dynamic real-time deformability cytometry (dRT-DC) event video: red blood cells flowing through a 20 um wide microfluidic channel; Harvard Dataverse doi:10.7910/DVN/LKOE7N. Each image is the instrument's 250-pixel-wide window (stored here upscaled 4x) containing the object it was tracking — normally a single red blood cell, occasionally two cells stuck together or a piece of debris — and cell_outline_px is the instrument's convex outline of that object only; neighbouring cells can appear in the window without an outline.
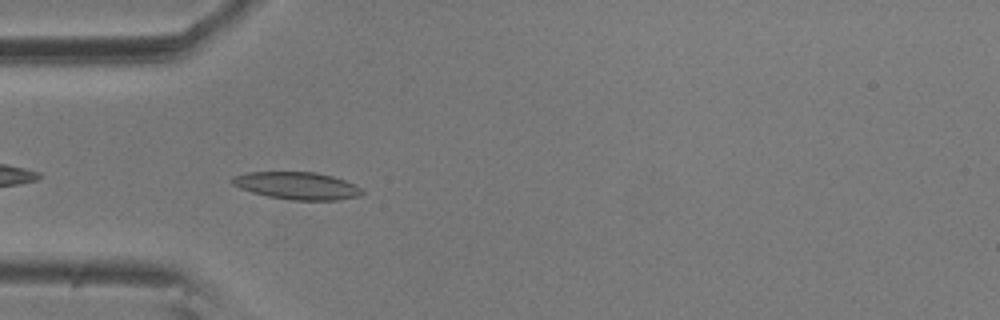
{"species": "common noctule bat (a hibernating species)", "species_latin": "Nyctalus noctula", "temperature_condition": "room temperature", "stored_images_in_passage": 4, "camera_frame_rate_fps": 3000, "um_per_image_px": 0.085, "animal": {"sex": "male", "body_mass_g": 20.5, "forearm_length_mm": 52.5}, "frame": {"image": 1, "passage_image": 3, "time_ms": 0.667, "image_size_px": [1000, 320], "cell_outline_px": [[364, 192], [360, 196], [340, 200], [292, 200], [268, 196], [252, 192], [240, 188], [232, 184], [228, 180], [232, 176], [248, 172], [316, 172], [332, 176], [356, 184]], "centroid_in_image_um": [25.24, 15.78], "position_along_channel_um": 59.8, "area_um2": 20.87}}
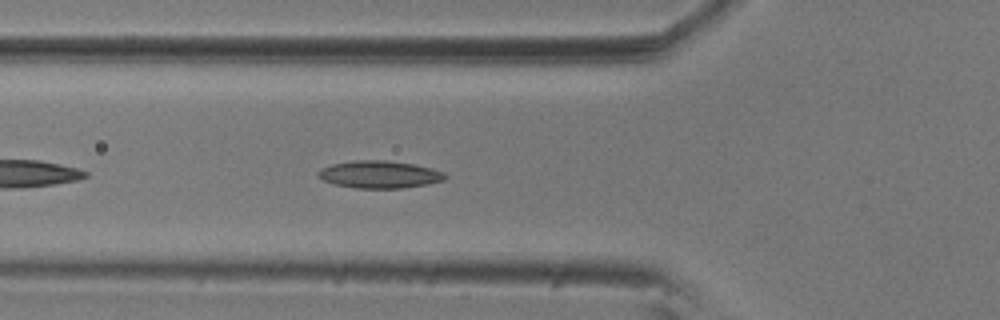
{"frame": {"image": 2, "passage_image": 4, "time_ms": 1.0, "image_size_px": [1000, 320], "cell_outline_px": [[448, 176], [444, 180], [428, 184], [400, 188], [356, 188], [336, 184], [324, 180], [316, 176], [316, 172], [320, 168], [332, 164], [352, 160], [384, 160], [412, 164], [432, 168], [444, 172]], "centroid_in_image_um": [32.24, 14.82], "position_along_channel_um": 93.6, "area_um2": 20.29}}